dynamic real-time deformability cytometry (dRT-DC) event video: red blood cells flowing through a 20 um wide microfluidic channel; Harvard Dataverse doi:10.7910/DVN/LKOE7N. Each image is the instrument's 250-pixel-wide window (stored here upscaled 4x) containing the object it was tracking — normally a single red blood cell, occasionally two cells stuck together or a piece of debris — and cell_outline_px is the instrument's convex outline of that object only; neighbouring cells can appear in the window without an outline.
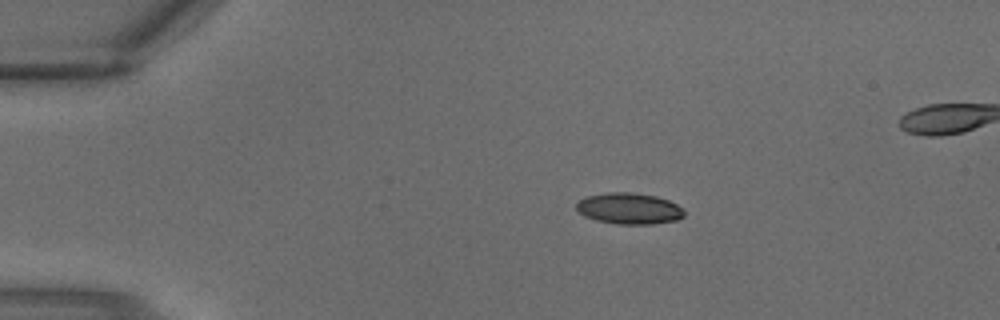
{"species": "common noctule bat (a hibernating species)", "species_latin": "Nyctalus noctula", "temperature_condition": "warm", "stored_images_in_passage": 3, "camera_frame_rate_fps": 3000, "um_per_image_px": 0.085, "animal": {"sex": "male", "body_mass_g": 18.8}, "frame": {"image": 1, "passage_image": 3, "time_ms": 0.667, "image_size_px": [1000, 320], "cell_outline_px": [[684, 216], [676, 220], [652, 224], [620, 224], [596, 220], [584, 216], [576, 208], [576, 204], [580, 200], [588, 196], [608, 192], [628, 192], [656, 196], [668, 200], [684, 208]], "centroid_in_image_um": [53.49, 17.72], "position_along_channel_um": 31.5, "area_um2": 19.48}}